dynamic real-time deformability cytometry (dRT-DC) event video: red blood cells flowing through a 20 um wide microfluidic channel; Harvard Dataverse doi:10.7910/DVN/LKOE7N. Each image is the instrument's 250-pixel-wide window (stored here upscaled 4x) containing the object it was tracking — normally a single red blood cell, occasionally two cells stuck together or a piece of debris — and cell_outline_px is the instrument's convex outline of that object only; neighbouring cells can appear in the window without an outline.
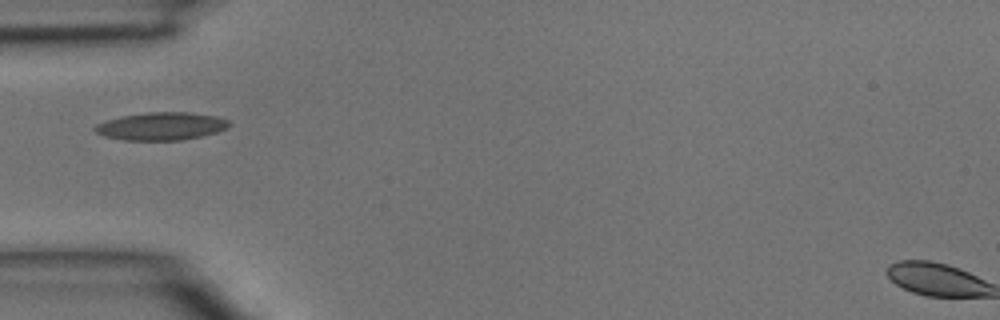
{"species": "common noctule bat (a hibernating species)", "species_latin": "Nyctalus noctula", "temperature_condition": "room temperature", "stored_images_in_passage": 5, "camera_frame_rate_fps": 3000, "um_per_image_px": 0.085, "animal": {"sex": "male", "body_mass_g": 15.6}, "frame": {"image": 1, "passage_image": 4, "time_ms": 1.0, "image_size_px": [1000, 320], "cell_outline_px": [[232, 124], [228, 128], [216, 132], [200, 136], [180, 140], [124, 140], [104, 136], [96, 132], [92, 128], [96, 124], [120, 116], [148, 112], [188, 112], [216, 116], [228, 120]], "centroid_in_image_um": [13.71, 10.72], "position_along_channel_um": 71.3, "area_um2": 21.73}}